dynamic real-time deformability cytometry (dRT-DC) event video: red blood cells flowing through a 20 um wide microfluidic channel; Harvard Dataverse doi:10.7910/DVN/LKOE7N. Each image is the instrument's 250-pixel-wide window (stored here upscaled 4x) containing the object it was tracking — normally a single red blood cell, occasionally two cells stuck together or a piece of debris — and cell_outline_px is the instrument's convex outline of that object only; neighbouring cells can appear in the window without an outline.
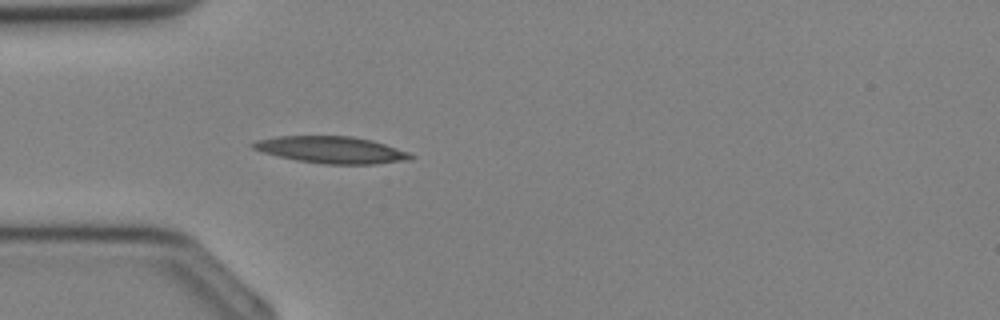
{"species": "Egyptian fruit bat (a non-hibernating species)", "species_latin": "Rousettus aegyptiacus", "temperature_condition": "cold", "stored_images_in_passage": 24, "camera_frame_rate_fps": 3000, "um_per_image_px": 0.085, "animal": {"sex": "female"}, "frame": {"image": 1, "passage_image": 1, "time_ms": 0.0, "image_size_px": [1000, 320], "cell_outline_px": [[416, 156], [412, 160], [376, 164], [324, 164], [296, 160], [264, 152], [252, 148], [248, 144], [256, 140], [276, 136], [352, 136], [372, 140], [408, 152]], "centroid_in_image_um": [28.19, 12.73], "position_along_channel_um": 56.8, "area_um2": 24.74}}
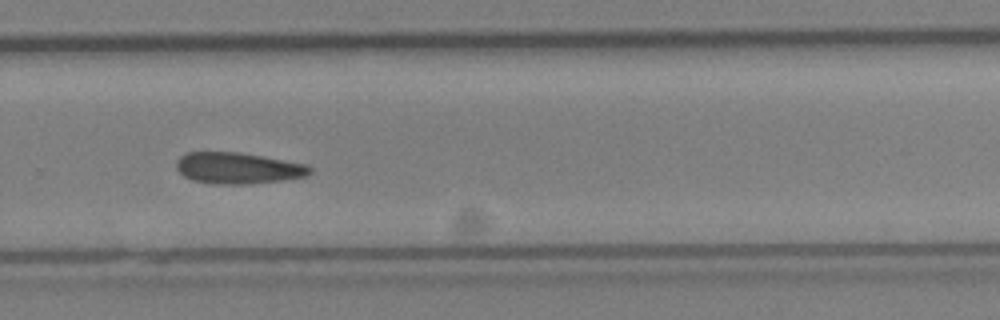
{"frame": {"image": 2, "passage_image": 13, "time_ms": 4.0, "image_size_px": [1000, 320], "cell_outline_px": [[312, 172], [308, 176], [280, 180], [244, 184], [216, 184], [192, 180], [184, 176], [176, 168], [176, 160], [180, 156], [188, 152], [240, 152], [308, 164], [312, 168]], "centroid_in_image_um": [20.24, 14.28], "position_along_channel_um": 309.6, "area_um2": 24.39}}
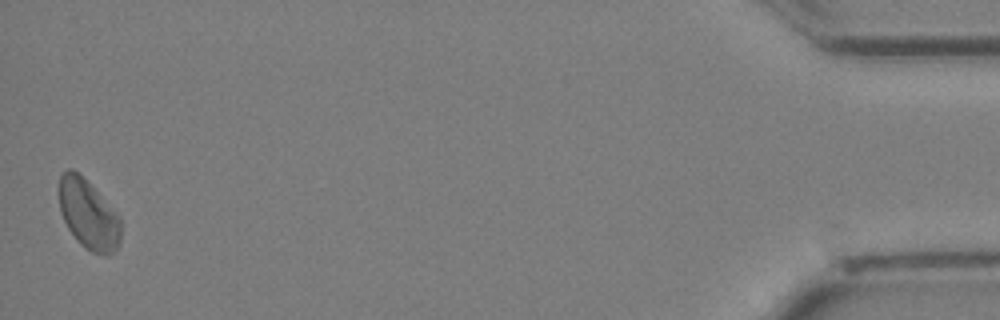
{"frame": {"image": 3, "passage_image": 24, "time_ms": 7.667, "image_size_px": [1000, 320], "cell_outline_px": [[120, 244], [108, 256], [92, 252], [84, 248], [80, 244], [68, 228], [60, 212], [56, 188], [60, 176], [68, 168], [72, 168], [96, 192], [120, 220]], "centroid_in_image_um": [7.43, 18.25], "position_along_channel_um": 427.8, "area_um2": 24.57}}